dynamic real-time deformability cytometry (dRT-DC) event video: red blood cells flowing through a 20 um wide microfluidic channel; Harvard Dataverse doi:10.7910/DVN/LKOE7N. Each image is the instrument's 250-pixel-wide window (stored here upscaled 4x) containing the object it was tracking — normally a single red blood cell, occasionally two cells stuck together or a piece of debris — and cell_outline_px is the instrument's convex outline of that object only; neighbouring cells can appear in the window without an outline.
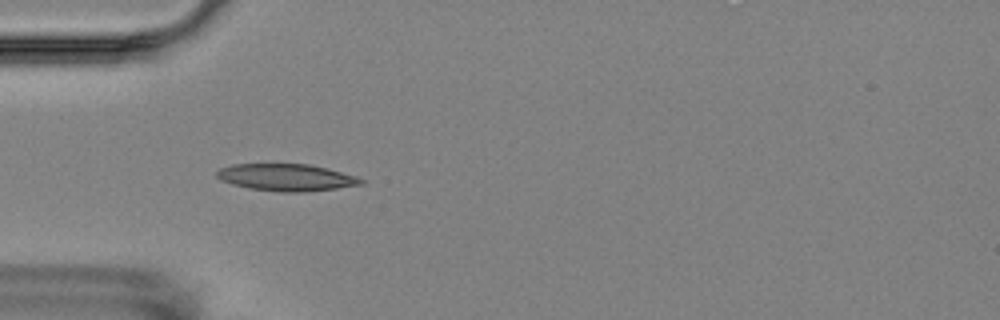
{"species": "Egyptian fruit bat (a non-hibernating species)", "species_latin": "Rousettus aegyptiacus", "temperature_condition": "room temperature", "stored_images_in_passage": 6, "camera_frame_rate_fps": 3000, "um_per_image_px": 0.085, "animal": {"sex": "female"}, "frame": {"image": 1, "passage_image": 5, "time_ms": 4.667, "image_size_px": [1000, 320], "cell_outline_px": [[364, 184], [336, 188], [304, 192], [280, 192], [248, 188], [232, 184], [220, 180], [216, 176], [216, 172], [220, 168], [232, 164], [308, 164], [356, 176], [364, 180]], "centroid_in_image_um": [24.3, 15.08], "position_along_channel_um": 60.7, "area_um2": 22.6}}
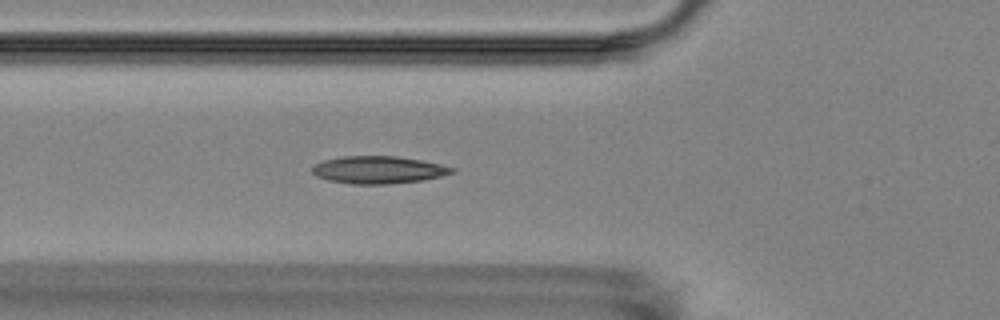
{"frame": {"image": 2, "passage_image": 6, "time_ms": 5.667, "image_size_px": [1000, 320], "cell_outline_px": [[456, 172], [424, 180], [388, 184], [352, 184], [328, 180], [316, 176], [312, 172], [312, 168], [316, 164], [324, 160], [344, 156], [396, 156], [420, 160], [440, 164], [456, 168]], "centroid_in_image_um": [32.18, 14.44], "position_along_channel_um": 93.6, "area_um2": 22.31}}